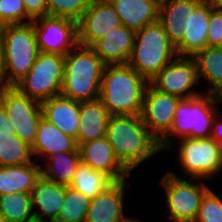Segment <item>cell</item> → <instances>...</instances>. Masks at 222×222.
<instances>
[{
	"label": "cell",
	"instance_id": "cell-37",
	"mask_svg": "<svg viewBox=\"0 0 222 222\" xmlns=\"http://www.w3.org/2000/svg\"><path fill=\"white\" fill-rule=\"evenodd\" d=\"M16 123L7 115L3 103L0 101V134H15Z\"/></svg>",
	"mask_w": 222,
	"mask_h": 222
},
{
	"label": "cell",
	"instance_id": "cell-24",
	"mask_svg": "<svg viewBox=\"0 0 222 222\" xmlns=\"http://www.w3.org/2000/svg\"><path fill=\"white\" fill-rule=\"evenodd\" d=\"M118 13L121 23L134 30H141L158 21V7L150 0H109Z\"/></svg>",
	"mask_w": 222,
	"mask_h": 222
},
{
	"label": "cell",
	"instance_id": "cell-33",
	"mask_svg": "<svg viewBox=\"0 0 222 222\" xmlns=\"http://www.w3.org/2000/svg\"><path fill=\"white\" fill-rule=\"evenodd\" d=\"M194 222H222V199L211 188L203 196Z\"/></svg>",
	"mask_w": 222,
	"mask_h": 222
},
{
	"label": "cell",
	"instance_id": "cell-29",
	"mask_svg": "<svg viewBox=\"0 0 222 222\" xmlns=\"http://www.w3.org/2000/svg\"><path fill=\"white\" fill-rule=\"evenodd\" d=\"M31 146L17 134H0V166H17L34 162Z\"/></svg>",
	"mask_w": 222,
	"mask_h": 222
},
{
	"label": "cell",
	"instance_id": "cell-23",
	"mask_svg": "<svg viewBox=\"0 0 222 222\" xmlns=\"http://www.w3.org/2000/svg\"><path fill=\"white\" fill-rule=\"evenodd\" d=\"M77 148L76 139L41 117L35 142L31 146L34 156H46L48 158L55 153L78 151Z\"/></svg>",
	"mask_w": 222,
	"mask_h": 222
},
{
	"label": "cell",
	"instance_id": "cell-42",
	"mask_svg": "<svg viewBox=\"0 0 222 222\" xmlns=\"http://www.w3.org/2000/svg\"><path fill=\"white\" fill-rule=\"evenodd\" d=\"M24 222H49V221H46V220H43L42 218L33 216Z\"/></svg>",
	"mask_w": 222,
	"mask_h": 222
},
{
	"label": "cell",
	"instance_id": "cell-5",
	"mask_svg": "<svg viewBox=\"0 0 222 222\" xmlns=\"http://www.w3.org/2000/svg\"><path fill=\"white\" fill-rule=\"evenodd\" d=\"M0 41L5 82L7 86H15L29 73L41 53L32 22L1 26Z\"/></svg>",
	"mask_w": 222,
	"mask_h": 222
},
{
	"label": "cell",
	"instance_id": "cell-13",
	"mask_svg": "<svg viewBox=\"0 0 222 222\" xmlns=\"http://www.w3.org/2000/svg\"><path fill=\"white\" fill-rule=\"evenodd\" d=\"M181 98L165 94L147 84L142 103L141 119L150 133L160 141L172 128L176 107Z\"/></svg>",
	"mask_w": 222,
	"mask_h": 222
},
{
	"label": "cell",
	"instance_id": "cell-20",
	"mask_svg": "<svg viewBox=\"0 0 222 222\" xmlns=\"http://www.w3.org/2000/svg\"><path fill=\"white\" fill-rule=\"evenodd\" d=\"M211 6L202 0L194 10H191L190 30L175 46L178 56L193 57L197 52L204 50L207 44L209 17Z\"/></svg>",
	"mask_w": 222,
	"mask_h": 222
},
{
	"label": "cell",
	"instance_id": "cell-25",
	"mask_svg": "<svg viewBox=\"0 0 222 222\" xmlns=\"http://www.w3.org/2000/svg\"><path fill=\"white\" fill-rule=\"evenodd\" d=\"M32 162L17 166H0V196L10 193L31 192L41 177V165Z\"/></svg>",
	"mask_w": 222,
	"mask_h": 222
},
{
	"label": "cell",
	"instance_id": "cell-1",
	"mask_svg": "<svg viewBox=\"0 0 222 222\" xmlns=\"http://www.w3.org/2000/svg\"><path fill=\"white\" fill-rule=\"evenodd\" d=\"M106 137L119 163L129 173L161 151L159 141L150 133L140 115H110Z\"/></svg>",
	"mask_w": 222,
	"mask_h": 222
},
{
	"label": "cell",
	"instance_id": "cell-8",
	"mask_svg": "<svg viewBox=\"0 0 222 222\" xmlns=\"http://www.w3.org/2000/svg\"><path fill=\"white\" fill-rule=\"evenodd\" d=\"M172 170L160 180L166 195L168 217L171 222H194L199 212L201 200L210 189L205 183H193L199 179H182Z\"/></svg>",
	"mask_w": 222,
	"mask_h": 222
},
{
	"label": "cell",
	"instance_id": "cell-14",
	"mask_svg": "<svg viewBox=\"0 0 222 222\" xmlns=\"http://www.w3.org/2000/svg\"><path fill=\"white\" fill-rule=\"evenodd\" d=\"M120 25V17L109 0H91L89 7L77 21L78 44L91 47Z\"/></svg>",
	"mask_w": 222,
	"mask_h": 222
},
{
	"label": "cell",
	"instance_id": "cell-4",
	"mask_svg": "<svg viewBox=\"0 0 222 222\" xmlns=\"http://www.w3.org/2000/svg\"><path fill=\"white\" fill-rule=\"evenodd\" d=\"M222 102L217 95L207 94L181 99L176 107L171 130L159 141L160 150L172 149L170 136L177 138H210L212 121L218 112L215 106Z\"/></svg>",
	"mask_w": 222,
	"mask_h": 222
},
{
	"label": "cell",
	"instance_id": "cell-3",
	"mask_svg": "<svg viewBox=\"0 0 222 222\" xmlns=\"http://www.w3.org/2000/svg\"><path fill=\"white\" fill-rule=\"evenodd\" d=\"M104 67L91 47L78 44L65 56L61 95L77 101L98 99Z\"/></svg>",
	"mask_w": 222,
	"mask_h": 222
},
{
	"label": "cell",
	"instance_id": "cell-19",
	"mask_svg": "<svg viewBox=\"0 0 222 222\" xmlns=\"http://www.w3.org/2000/svg\"><path fill=\"white\" fill-rule=\"evenodd\" d=\"M42 117L76 139L80 121V101L60 95L41 103Z\"/></svg>",
	"mask_w": 222,
	"mask_h": 222
},
{
	"label": "cell",
	"instance_id": "cell-43",
	"mask_svg": "<svg viewBox=\"0 0 222 222\" xmlns=\"http://www.w3.org/2000/svg\"><path fill=\"white\" fill-rule=\"evenodd\" d=\"M123 222H142V221L138 220L137 218L133 219V218L127 217Z\"/></svg>",
	"mask_w": 222,
	"mask_h": 222
},
{
	"label": "cell",
	"instance_id": "cell-12",
	"mask_svg": "<svg viewBox=\"0 0 222 222\" xmlns=\"http://www.w3.org/2000/svg\"><path fill=\"white\" fill-rule=\"evenodd\" d=\"M0 101L9 119L16 123L15 134L32 146L42 117L41 103L22 94L15 86L2 88Z\"/></svg>",
	"mask_w": 222,
	"mask_h": 222
},
{
	"label": "cell",
	"instance_id": "cell-9",
	"mask_svg": "<svg viewBox=\"0 0 222 222\" xmlns=\"http://www.w3.org/2000/svg\"><path fill=\"white\" fill-rule=\"evenodd\" d=\"M179 142L177 164L187 173V178L205 181L222 172V147L211 137L183 138Z\"/></svg>",
	"mask_w": 222,
	"mask_h": 222
},
{
	"label": "cell",
	"instance_id": "cell-26",
	"mask_svg": "<svg viewBox=\"0 0 222 222\" xmlns=\"http://www.w3.org/2000/svg\"><path fill=\"white\" fill-rule=\"evenodd\" d=\"M193 58L197 64L199 80L204 79L212 88L207 94L222 96V47H206Z\"/></svg>",
	"mask_w": 222,
	"mask_h": 222
},
{
	"label": "cell",
	"instance_id": "cell-38",
	"mask_svg": "<svg viewBox=\"0 0 222 222\" xmlns=\"http://www.w3.org/2000/svg\"><path fill=\"white\" fill-rule=\"evenodd\" d=\"M220 117V114H216L213 118L211 138L222 147V118Z\"/></svg>",
	"mask_w": 222,
	"mask_h": 222
},
{
	"label": "cell",
	"instance_id": "cell-15",
	"mask_svg": "<svg viewBox=\"0 0 222 222\" xmlns=\"http://www.w3.org/2000/svg\"><path fill=\"white\" fill-rule=\"evenodd\" d=\"M82 162L108 176L113 182L126 180L129 172L119 163L107 137L78 144Z\"/></svg>",
	"mask_w": 222,
	"mask_h": 222
},
{
	"label": "cell",
	"instance_id": "cell-11",
	"mask_svg": "<svg viewBox=\"0 0 222 222\" xmlns=\"http://www.w3.org/2000/svg\"><path fill=\"white\" fill-rule=\"evenodd\" d=\"M150 84L162 93L181 99L193 98L204 93L193 89L200 84V80L196 61L188 56H177L150 81Z\"/></svg>",
	"mask_w": 222,
	"mask_h": 222
},
{
	"label": "cell",
	"instance_id": "cell-41",
	"mask_svg": "<svg viewBox=\"0 0 222 222\" xmlns=\"http://www.w3.org/2000/svg\"><path fill=\"white\" fill-rule=\"evenodd\" d=\"M154 5H156L158 8L166 5L168 2L172 0H150Z\"/></svg>",
	"mask_w": 222,
	"mask_h": 222
},
{
	"label": "cell",
	"instance_id": "cell-44",
	"mask_svg": "<svg viewBox=\"0 0 222 222\" xmlns=\"http://www.w3.org/2000/svg\"><path fill=\"white\" fill-rule=\"evenodd\" d=\"M0 222H5L4 218L2 217V215L0 214Z\"/></svg>",
	"mask_w": 222,
	"mask_h": 222
},
{
	"label": "cell",
	"instance_id": "cell-18",
	"mask_svg": "<svg viewBox=\"0 0 222 222\" xmlns=\"http://www.w3.org/2000/svg\"><path fill=\"white\" fill-rule=\"evenodd\" d=\"M202 0H172L158 9V22L176 46L190 30L191 10Z\"/></svg>",
	"mask_w": 222,
	"mask_h": 222
},
{
	"label": "cell",
	"instance_id": "cell-31",
	"mask_svg": "<svg viewBox=\"0 0 222 222\" xmlns=\"http://www.w3.org/2000/svg\"><path fill=\"white\" fill-rule=\"evenodd\" d=\"M91 200L72 187H66L64 201L56 222H85Z\"/></svg>",
	"mask_w": 222,
	"mask_h": 222
},
{
	"label": "cell",
	"instance_id": "cell-21",
	"mask_svg": "<svg viewBox=\"0 0 222 222\" xmlns=\"http://www.w3.org/2000/svg\"><path fill=\"white\" fill-rule=\"evenodd\" d=\"M65 191L66 186L48 181L41 175L31 191L32 208L33 210L35 207L38 208L33 211L34 216L49 222H56L64 201Z\"/></svg>",
	"mask_w": 222,
	"mask_h": 222
},
{
	"label": "cell",
	"instance_id": "cell-2",
	"mask_svg": "<svg viewBox=\"0 0 222 222\" xmlns=\"http://www.w3.org/2000/svg\"><path fill=\"white\" fill-rule=\"evenodd\" d=\"M148 82L128 63L105 65L99 99L110 115H141Z\"/></svg>",
	"mask_w": 222,
	"mask_h": 222
},
{
	"label": "cell",
	"instance_id": "cell-27",
	"mask_svg": "<svg viewBox=\"0 0 222 222\" xmlns=\"http://www.w3.org/2000/svg\"><path fill=\"white\" fill-rule=\"evenodd\" d=\"M47 168L41 169L42 176L48 181L69 187L81 162L79 152H60L50 155L46 161Z\"/></svg>",
	"mask_w": 222,
	"mask_h": 222
},
{
	"label": "cell",
	"instance_id": "cell-6",
	"mask_svg": "<svg viewBox=\"0 0 222 222\" xmlns=\"http://www.w3.org/2000/svg\"><path fill=\"white\" fill-rule=\"evenodd\" d=\"M177 56L174 44L157 21L136 31L128 64L150 83Z\"/></svg>",
	"mask_w": 222,
	"mask_h": 222
},
{
	"label": "cell",
	"instance_id": "cell-7",
	"mask_svg": "<svg viewBox=\"0 0 222 222\" xmlns=\"http://www.w3.org/2000/svg\"><path fill=\"white\" fill-rule=\"evenodd\" d=\"M65 56L40 53L29 73L15 87L42 103L60 95L64 80Z\"/></svg>",
	"mask_w": 222,
	"mask_h": 222
},
{
	"label": "cell",
	"instance_id": "cell-30",
	"mask_svg": "<svg viewBox=\"0 0 222 222\" xmlns=\"http://www.w3.org/2000/svg\"><path fill=\"white\" fill-rule=\"evenodd\" d=\"M0 214L5 222H24L33 217L31 192L1 195Z\"/></svg>",
	"mask_w": 222,
	"mask_h": 222
},
{
	"label": "cell",
	"instance_id": "cell-39",
	"mask_svg": "<svg viewBox=\"0 0 222 222\" xmlns=\"http://www.w3.org/2000/svg\"><path fill=\"white\" fill-rule=\"evenodd\" d=\"M8 87L5 82V69H4V58H3V49L0 41V90L2 88Z\"/></svg>",
	"mask_w": 222,
	"mask_h": 222
},
{
	"label": "cell",
	"instance_id": "cell-34",
	"mask_svg": "<svg viewBox=\"0 0 222 222\" xmlns=\"http://www.w3.org/2000/svg\"><path fill=\"white\" fill-rule=\"evenodd\" d=\"M30 22L23 0H0V27Z\"/></svg>",
	"mask_w": 222,
	"mask_h": 222
},
{
	"label": "cell",
	"instance_id": "cell-10",
	"mask_svg": "<svg viewBox=\"0 0 222 222\" xmlns=\"http://www.w3.org/2000/svg\"><path fill=\"white\" fill-rule=\"evenodd\" d=\"M40 52L66 56L78 45L77 21L43 16L32 21Z\"/></svg>",
	"mask_w": 222,
	"mask_h": 222
},
{
	"label": "cell",
	"instance_id": "cell-22",
	"mask_svg": "<svg viewBox=\"0 0 222 222\" xmlns=\"http://www.w3.org/2000/svg\"><path fill=\"white\" fill-rule=\"evenodd\" d=\"M109 117L108 110L99 98L80 101V121L76 137L77 145L105 137Z\"/></svg>",
	"mask_w": 222,
	"mask_h": 222
},
{
	"label": "cell",
	"instance_id": "cell-36",
	"mask_svg": "<svg viewBox=\"0 0 222 222\" xmlns=\"http://www.w3.org/2000/svg\"><path fill=\"white\" fill-rule=\"evenodd\" d=\"M27 17L33 21L37 18L49 15L47 0H23Z\"/></svg>",
	"mask_w": 222,
	"mask_h": 222
},
{
	"label": "cell",
	"instance_id": "cell-32",
	"mask_svg": "<svg viewBox=\"0 0 222 222\" xmlns=\"http://www.w3.org/2000/svg\"><path fill=\"white\" fill-rule=\"evenodd\" d=\"M91 0H47L49 15L78 21L89 7Z\"/></svg>",
	"mask_w": 222,
	"mask_h": 222
},
{
	"label": "cell",
	"instance_id": "cell-40",
	"mask_svg": "<svg viewBox=\"0 0 222 222\" xmlns=\"http://www.w3.org/2000/svg\"><path fill=\"white\" fill-rule=\"evenodd\" d=\"M212 8L222 11V0H205Z\"/></svg>",
	"mask_w": 222,
	"mask_h": 222
},
{
	"label": "cell",
	"instance_id": "cell-16",
	"mask_svg": "<svg viewBox=\"0 0 222 222\" xmlns=\"http://www.w3.org/2000/svg\"><path fill=\"white\" fill-rule=\"evenodd\" d=\"M135 33L122 24L96 41L91 48L105 65L127 64L132 54Z\"/></svg>",
	"mask_w": 222,
	"mask_h": 222
},
{
	"label": "cell",
	"instance_id": "cell-17",
	"mask_svg": "<svg viewBox=\"0 0 222 222\" xmlns=\"http://www.w3.org/2000/svg\"><path fill=\"white\" fill-rule=\"evenodd\" d=\"M126 181L114 182L104 192L92 198L85 222H123Z\"/></svg>",
	"mask_w": 222,
	"mask_h": 222
},
{
	"label": "cell",
	"instance_id": "cell-28",
	"mask_svg": "<svg viewBox=\"0 0 222 222\" xmlns=\"http://www.w3.org/2000/svg\"><path fill=\"white\" fill-rule=\"evenodd\" d=\"M113 183L108 176L92 170L90 166L81 161L73 176L70 187L92 199L104 192Z\"/></svg>",
	"mask_w": 222,
	"mask_h": 222
},
{
	"label": "cell",
	"instance_id": "cell-35",
	"mask_svg": "<svg viewBox=\"0 0 222 222\" xmlns=\"http://www.w3.org/2000/svg\"><path fill=\"white\" fill-rule=\"evenodd\" d=\"M208 47H222V11L211 7L207 35Z\"/></svg>",
	"mask_w": 222,
	"mask_h": 222
}]
</instances>
